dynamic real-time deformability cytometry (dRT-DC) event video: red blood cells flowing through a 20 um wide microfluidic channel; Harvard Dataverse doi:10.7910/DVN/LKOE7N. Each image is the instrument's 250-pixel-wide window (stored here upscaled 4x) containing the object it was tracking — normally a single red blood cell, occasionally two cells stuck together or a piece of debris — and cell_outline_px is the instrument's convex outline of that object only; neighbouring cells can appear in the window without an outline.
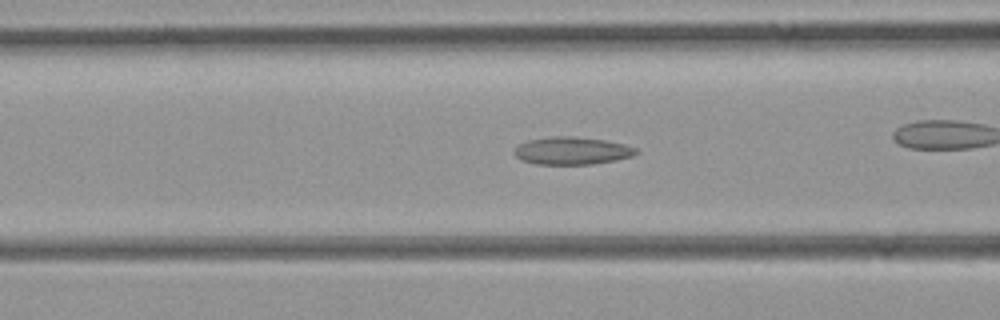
{"species": "common noctule bat (a hibernating species)", "species_latin": "Nyctalus noctula", "temperature_condition": "room temperature", "stored_images_in_passage": 24, "camera_frame_rate_fps": 3000, "um_per_image_px": 0.085, "animal": {"sex": "female", "body_mass_g": 21.9}, "frame": {"image": 1, "passage_image": 4, "time_ms": 1.0, "image_size_px": [1000, 320], "cell_outline_px": [[640, 152], [632, 156], [616, 160], [592, 164], [536, 164], [520, 160], [516, 156], [516, 148], [520, 144], [528, 140], [552, 136], [572, 136], [604, 140], [624, 144], [636, 148]], "centroid_in_image_um": [48.64, 12.81], "position_along_channel_um": 118.0, "area_um2": 19.48}}